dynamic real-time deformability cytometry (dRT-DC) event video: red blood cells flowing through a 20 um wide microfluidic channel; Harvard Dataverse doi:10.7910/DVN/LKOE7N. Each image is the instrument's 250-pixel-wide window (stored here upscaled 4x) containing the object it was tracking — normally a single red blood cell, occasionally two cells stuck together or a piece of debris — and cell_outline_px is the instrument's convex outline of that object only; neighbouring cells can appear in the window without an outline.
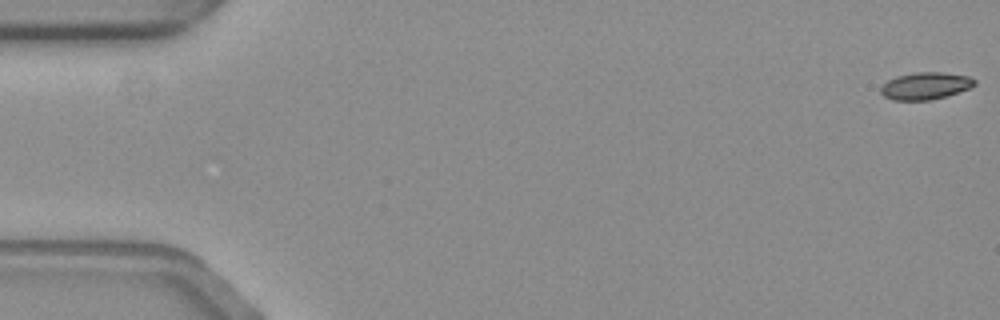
{"species": "common noctule bat (a hibernating species)", "species_latin": "Nyctalus noctula", "temperature_condition": "warm", "stored_images_in_passage": 58, "camera_frame_rate_fps": 3000, "um_per_image_px": 0.085, "animal": {"sex": "female", "body_mass_g": 19.3, "forearm_length_mm": 54.1}, "frame": {"image": 1, "passage_image": 1, "time_ms": 0.0, "image_size_px": [1000, 320], "cell_outline_px": [[976, 84], [968, 88], [944, 96], [928, 100], [892, 100], [884, 96], [880, 92], [880, 88], [888, 80], [896, 76], [916, 72], [940, 72], [968, 76], [976, 80]], "centroid_in_image_um": [78.62, 7.29], "position_along_channel_um": 6.4, "area_um2": 14.62}}
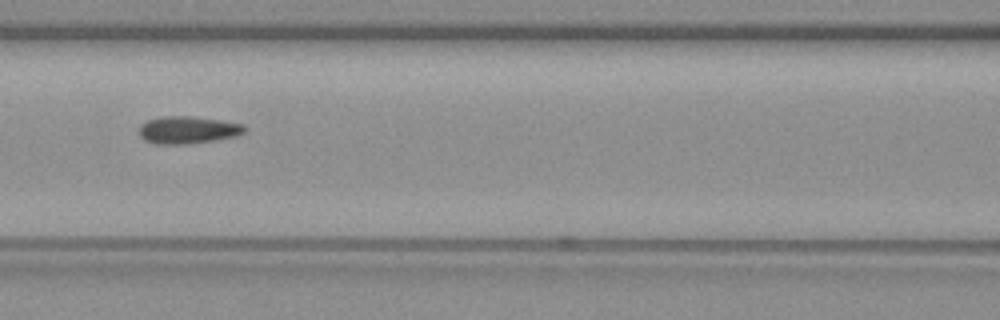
{"frame": {"image": 2, "passage_image": 26, "time_ms": 8.333, "image_size_px": [1000, 320], "cell_outline_px": [[244, 132], [236, 136], [216, 140], [188, 144], [152, 144], [144, 140], [140, 136], [140, 124], [148, 120], [164, 116], [188, 116], [220, 120], [244, 124]], "centroid_in_image_um": [15.94, 11.05], "position_along_channel_um": 150.7, "area_um2": 16.82}}
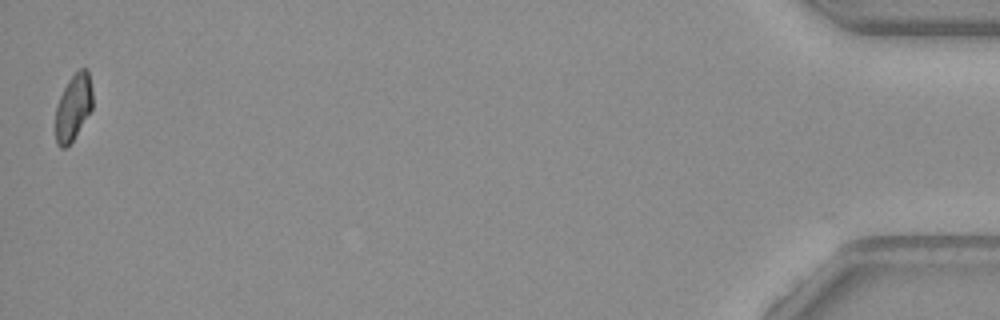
{"frame": {"image": 3, "passage_image": 58, "time_ms": 19.0, "image_size_px": [1000, 320], "cell_outline_px": [[92, 108], [72, 140], [64, 148], [60, 148], [56, 144], [56, 104], [68, 80], [80, 68], [88, 68], [92, 92]], "centroid_in_image_um": [6.22, 9.08], "position_along_channel_um": 429.0, "area_um2": 14.1}, "authors_computed_cell_mechanics": {"area_um2": 15.8372, "velocity_mm_per_s": 3.559, "shape_relaxation_time_tau1_ms": null, "shape_relaxation_time_tau2_ms": 2.8059, "deformation_change_tau1": null, "deformation_change_tau2": 0.0697}}